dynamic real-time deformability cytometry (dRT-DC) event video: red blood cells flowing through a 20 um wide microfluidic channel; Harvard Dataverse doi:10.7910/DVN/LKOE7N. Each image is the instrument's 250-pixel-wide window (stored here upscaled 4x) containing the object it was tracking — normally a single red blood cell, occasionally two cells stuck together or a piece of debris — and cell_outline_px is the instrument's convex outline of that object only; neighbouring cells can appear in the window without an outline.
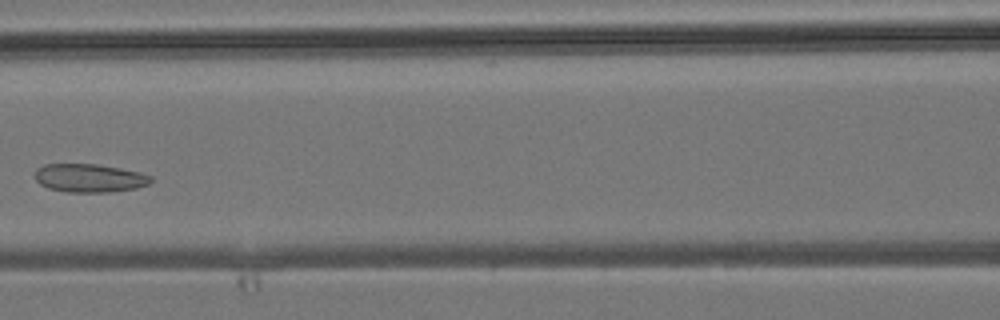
{"species": "common noctule bat (a hibernating species)", "species_latin": "Nyctalus noctula", "temperature_condition": "room temperature", "stored_images_in_passage": 4, "camera_frame_rate_fps": 3000, "um_per_image_px": 0.085, "animal": {"sex": "male", "body_mass_g": 19.2, "forearm_length_mm": 51.8}, "frame": {"image": 1, "passage_image": 4, "time_ms": 3.667, "image_size_px": [1000, 320], "cell_outline_px": [[152, 180], [148, 184], [136, 188], [108, 192], [68, 192], [48, 188], [40, 184], [36, 180], [36, 168], [44, 164], [96, 164], [120, 168], [140, 172], [152, 176]], "centroid_in_image_um": [7.6, 15.13], "position_along_channel_um": 159.0, "area_um2": 19.13}}